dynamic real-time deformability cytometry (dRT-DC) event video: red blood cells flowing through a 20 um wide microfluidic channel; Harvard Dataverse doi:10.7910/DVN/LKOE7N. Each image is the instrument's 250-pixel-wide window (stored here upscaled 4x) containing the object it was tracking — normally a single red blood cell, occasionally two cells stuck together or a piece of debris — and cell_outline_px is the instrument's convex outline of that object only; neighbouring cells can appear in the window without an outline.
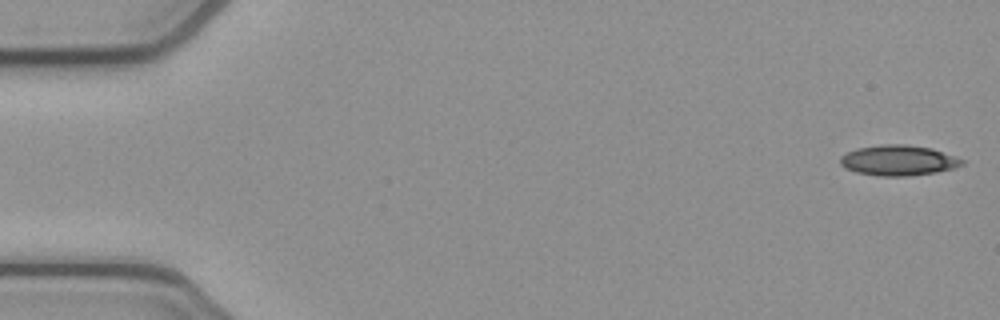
{"species": "common noctule bat (a hibernating species)", "species_latin": "Nyctalus noctula", "temperature_condition": "cold", "stored_images_in_passage": 48, "camera_frame_rate_fps": 3000, "um_per_image_px": 0.085, "animal": {"sex": "female", "body_mass_g": 21.9}, "frame": {"image": 1, "passage_image": 1, "time_ms": 0.0, "image_size_px": [1000, 320], "cell_outline_px": [[964, 164], [956, 168], [936, 172], [908, 176], [880, 176], [856, 172], [844, 168], [840, 164], [840, 156], [856, 148], [880, 144], [904, 144], [932, 148], [964, 160]], "centroid_in_image_um": [76.35, 13.63], "position_along_channel_um": 8.7, "area_um2": 21.68}}
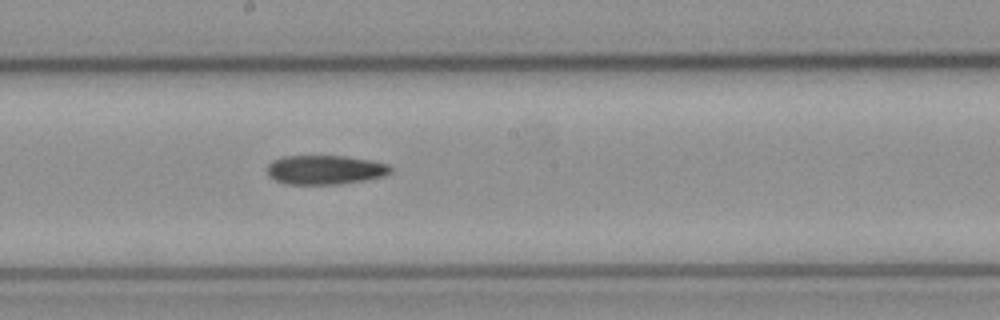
{"frame": {"image": 2, "passage_image": 28, "time_ms": 9.0, "image_size_px": [1000, 320], "cell_outline_px": [[392, 172], [384, 176], [364, 180], [340, 184], [284, 184], [268, 176], [268, 164], [272, 160], [284, 156], [344, 156], [372, 160], [388, 164], [392, 168]], "centroid_in_image_um": [27.64, 14.43], "position_along_channel_um": 220.6, "area_um2": 21.1}}
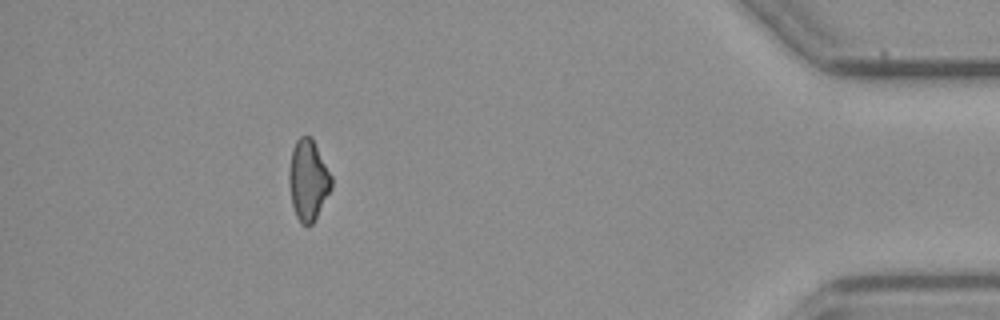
{"frame": {"image": 3, "passage_image": 47, "time_ms": 15.333, "image_size_px": [1000, 320], "cell_outline_px": [[332, 188], [312, 224], [300, 224], [296, 216], [292, 204], [288, 180], [288, 176], [292, 148], [296, 140], [300, 136], [312, 136], [332, 176]], "centroid_in_image_um": [26.19, 15.28], "position_along_channel_um": 409.0, "area_um2": 20.0}}